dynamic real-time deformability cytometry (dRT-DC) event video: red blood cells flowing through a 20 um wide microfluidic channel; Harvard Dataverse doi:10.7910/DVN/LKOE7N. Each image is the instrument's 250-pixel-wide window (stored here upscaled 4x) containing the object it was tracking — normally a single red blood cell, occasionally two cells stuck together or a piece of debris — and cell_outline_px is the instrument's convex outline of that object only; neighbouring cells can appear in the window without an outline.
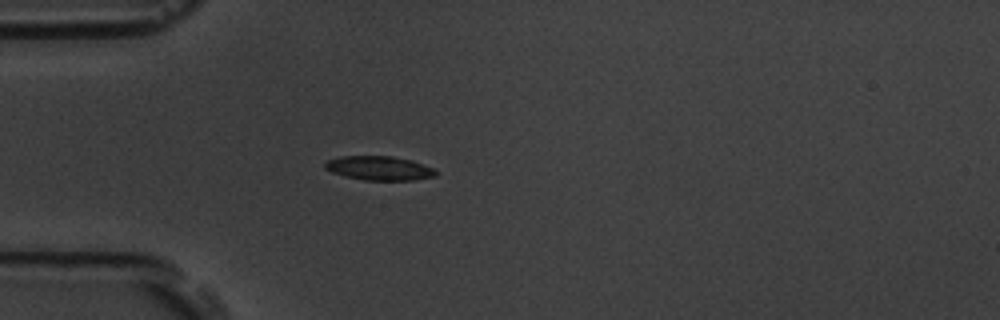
{"species": "common noctule bat (a hibernating species)", "species_latin": "Nyctalus noctula", "temperature_condition": "room temperature", "stored_images_in_passage": 41, "camera_frame_rate_fps": 3000, "um_per_image_px": 0.085, "animal": {"sex": "male", "body_mass_g": 19.5, "forearm_length_mm": 54.6}, "frame": {"image": 1, "passage_image": 1, "time_ms": 0.0, "image_size_px": [1000, 320], "cell_outline_px": [[440, 172], [436, 176], [412, 180], [364, 180], [344, 176], [332, 172], [324, 168], [324, 164], [328, 160], [340, 156], [392, 156], [412, 160], [432, 168]], "centroid_in_image_um": [32.24, 14.29], "position_along_channel_um": 52.8, "area_um2": 15.61}}
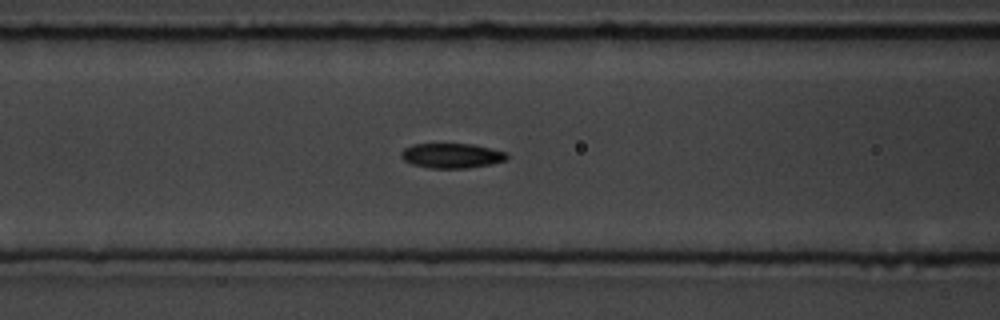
{"frame": {"image": 2, "passage_image": 8, "time_ms": 2.333, "image_size_px": [1000, 320], "cell_outline_px": [[508, 160], [492, 164], [468, 168], [428, 168], [412, 164], [404, 160], [400, 156], [400, 152], [404, 148], [412, 144], [472, 144], [508, 152]], "centroid_in_image_um": [38.41, 13.23], "position_along_channel_um": 128.2, "area_um2": 15.49}}
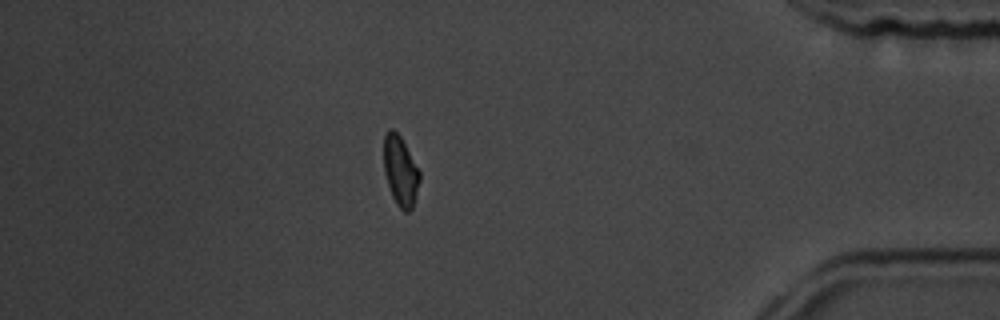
{"frame": {"image": 3, "passage_image": 34, "time_ms": 11.0, "image_size_px": [1000, 320], "cell_outline_px": [[420, 180], [412, 208], [408, 212], [404, 212], [396, 204], [392, 196], [384, 172], [384, 136], [388, 128], [392, 128], [400, 136], [420, 172]], "centroid_in_image_um": [34.02, 14.54], "position_along_channel_um": 401.2, "area_um2": 14.45}, "authors_computed_cell_mechanics": {"area_um2": 15.2592, "velocity_mm_per_s": 3.6169, "shape_relaxation_time_tau1_ms": 3.276, "shape_relaxation_time_tau2_ms": 5.7697, "deformation_change_tau1": 0.1037, "deformation_change_tau2": 0.0963}}